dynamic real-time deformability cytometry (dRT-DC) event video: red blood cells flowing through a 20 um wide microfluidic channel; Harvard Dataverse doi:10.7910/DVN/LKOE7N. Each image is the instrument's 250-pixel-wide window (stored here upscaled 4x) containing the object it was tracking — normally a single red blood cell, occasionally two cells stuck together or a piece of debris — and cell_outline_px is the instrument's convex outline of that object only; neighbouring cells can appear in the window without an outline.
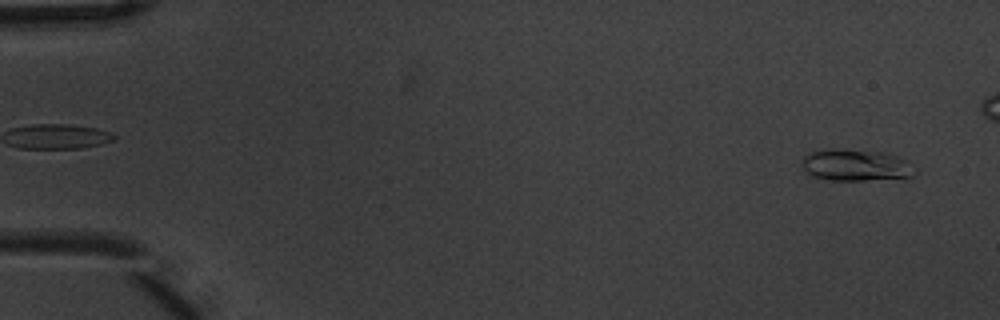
{"species": "common noctule bat (a hibernating species)", "species_latin": "Nyctalus noctula", "temperature_condition": "warm", "stored_images_in_passage": 6, "segment_of_instrument_passage": [2, 2], "camera_frame_rate_fps": 3000, "um_per_image_px": 0.085, "animal": {"sex": "male", "body_mass_g": 20.1, "forearm_length_mm": 53.5}, "frame": {"image": 1, "passage_image": 6, "time_ms": 1.667, "image_size_px": [1000, 320], "cell_outline_px": [[916, 172], [908, 180], [832, 180], [812, 176], [804, 172], [800, 164], [804, 156], [812, 152], [828, 148], [836, 148], [884, 152], [896, 156], [904, 160], [916, 168]], "centroid_in_image_um": [72.77, 14.06], "position_along_channel_um": 12.2, "area_um2": 21.5}}